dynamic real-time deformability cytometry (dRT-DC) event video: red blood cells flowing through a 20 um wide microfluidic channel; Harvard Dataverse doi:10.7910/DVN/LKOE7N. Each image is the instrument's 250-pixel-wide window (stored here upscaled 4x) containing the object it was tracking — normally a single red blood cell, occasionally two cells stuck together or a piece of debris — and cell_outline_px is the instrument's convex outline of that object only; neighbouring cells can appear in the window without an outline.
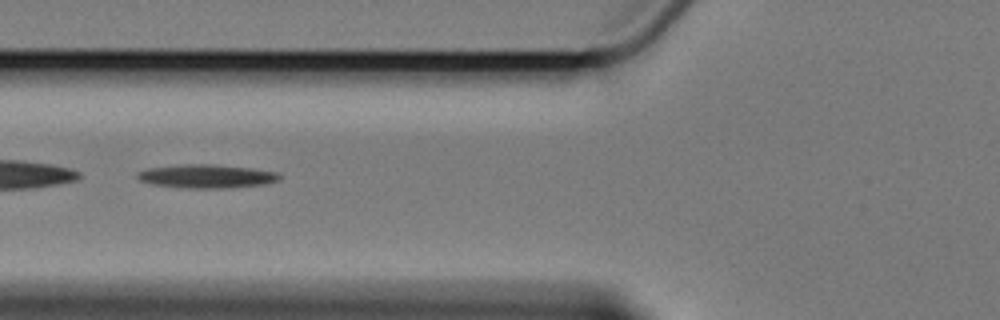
{"species": "Egyptian fruit bat (a non-hibernating species)", "species_latin": "Rousettus aegyptiacus", "temperature_condition": "cold", "stored_images_in_passage": 7, "segment_of_instrument_passage": [2, 2], "camera_frame_rate_fps": 3000, "um_per_image_px": 0.085, "animal": {"sex": "female"}, "frame": {"image": 1, "passage_image": 4, "time_ms": 3.333, "image_size_px": [1000, 320], "cell_outline_px": [[280, 180], [264, 184], [224, 188], [188, 188], [152, 184], [140, 180], [136, 176], [136, 172], [148, 168], [180, 164], [212, 164], [252, 168], [276, 172], [280, 176]], "centroid_in_image_um": [17.53, 14.97], "position_along_channel_um": 108.3, "area_um2": 19.48}}
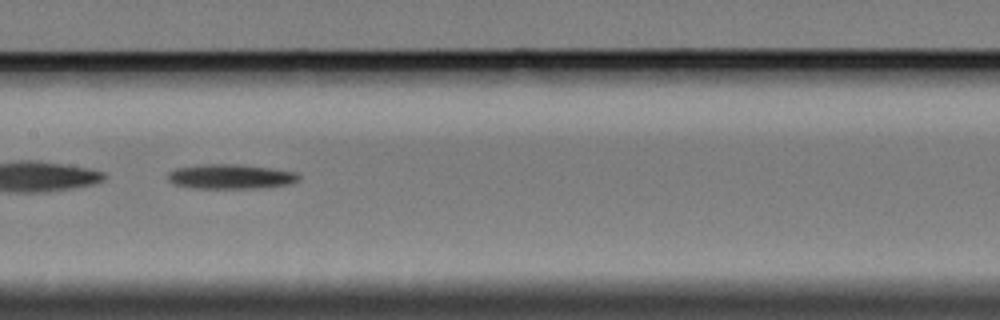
{"frame": {"image": 2, "passage_image": 6, "time_ms": 5.667, "image_size_px": [1000, 320], "cell_outline_px": [[300, 180], [292, 184], [252, 188], [196, 188], [176, 184], [168, 180], [168, 172], [176, 168], [204, 164], [236, 164], [268, 168], [296, 172], [300, 176]], "centroid_in_image_um": [19.62, 15.0], "position_along_channel_um": 187.8, "area_um2": 18.61}}